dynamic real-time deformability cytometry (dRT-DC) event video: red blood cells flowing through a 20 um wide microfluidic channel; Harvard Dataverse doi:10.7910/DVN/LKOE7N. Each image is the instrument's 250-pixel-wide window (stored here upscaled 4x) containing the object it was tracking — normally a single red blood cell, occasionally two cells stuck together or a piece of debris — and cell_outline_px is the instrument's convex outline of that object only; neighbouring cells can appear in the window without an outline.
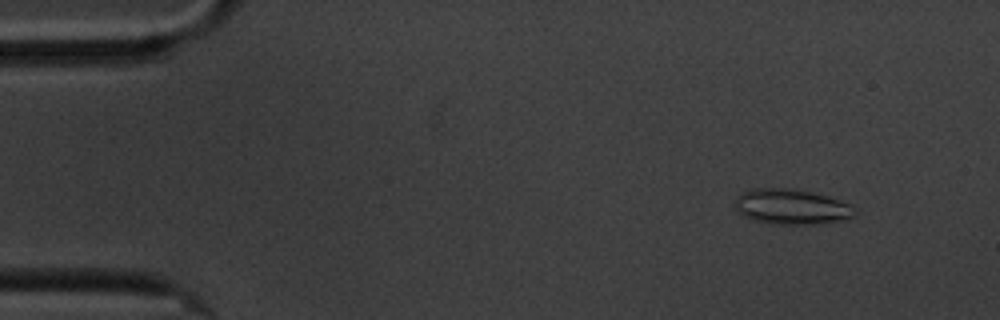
{"species": "common noctule bat (a hibernating species)", "species_latin": "Nyctalus noctula", "temperature_condition": "cold", "stored_images_in_passage": 5, "camera_frame_rate_fps": 3000, "um_per_image_px": 0.085, "animal": {"sex": "male", "body_mass_g": 20.1, "forearm_length_mm": 53.5}, "frame": {"image": 1, "passage_image": 1, "time_ms": 0.0, "image_size_px": [1000, 320], "cell_outline_px": [[856, 212], [852, 216], [840, 220], [816, 224], [780, 224], [752, 220], [744, 216], [736, 208], [736, 196], [740, 192], [752, 188], [788, 188], [812, 192], [840, 200], [852, 204]], "centroid_in_image_um": [67.26, 17.56], "position_along_channel_um": 17.7, "area_um2": 24.51}}
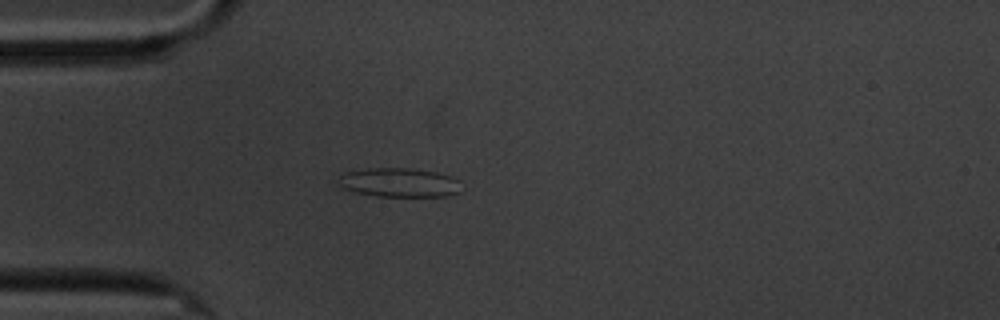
{"frame": {"image": 2, "passage_image": 4, "time_ms": 3.333, "image_size_px": [1000, 320], "cell_outline_px": [[460, 192], [448, 196], [376, 196], [356, 192], [344, 188], [340, 184], [340, 176], [344, 172], [368, 168], [412, 168], [436, 172], [452, 176], [460, 180]], "centroid_in_image_um": [33.99, 15.51], "position_along_channel_um": 51.0, "area_um2": 20.87}}